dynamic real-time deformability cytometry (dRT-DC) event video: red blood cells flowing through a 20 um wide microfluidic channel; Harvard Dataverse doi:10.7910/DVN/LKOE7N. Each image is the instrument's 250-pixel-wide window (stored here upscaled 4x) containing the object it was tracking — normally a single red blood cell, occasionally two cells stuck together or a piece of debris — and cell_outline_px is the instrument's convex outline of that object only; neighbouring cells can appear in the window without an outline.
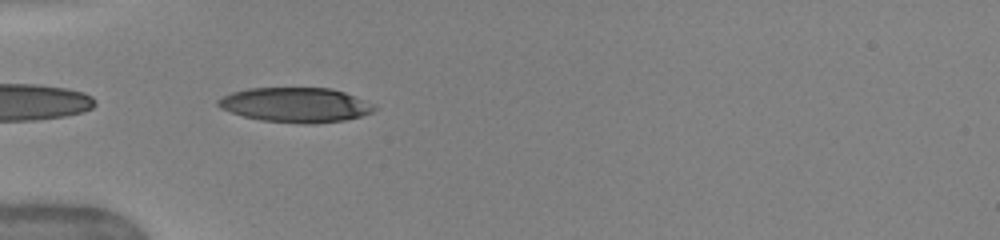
{"species": "human", "species_latin": "Homo sapiens", "temperature_condition": "warm", "stored_images_in_passage": 35, "camera_frame_rate_fps": 3000, "um_per_image_px": 0.085, "donor": {"sex": "female"}, "frame": {"image": 1, "passage_image": 1, "time_ms": 0.0, "image_size_px": [1000, 240], "cell_outline_px": [[376, 108], [372, 112], [360, 116], [344, 120], [308, 124], [304, 124], [260, 120], [244, 116], [220, 108], [216, 104], [216, 100], [232, 92], [248, 88], [332, 88], [356, 96], [376, 104]], "centroid_in_image_um": [25.14, 8.91], "position_along_channel_um": 59.9, "area_um2": 31.62}, "authors_computed_cell_mechanics": {"area_um2": 32.7726, "velocity_mm_per_s": 4.0938, "shape_relaxation_time_tau1_ms": 5.0413, "shape_relaxation_time_tau2_ms": 1.0546, "deformation_change_tau1": 0.2044, "deformation_change_tau2": 0.0823}}